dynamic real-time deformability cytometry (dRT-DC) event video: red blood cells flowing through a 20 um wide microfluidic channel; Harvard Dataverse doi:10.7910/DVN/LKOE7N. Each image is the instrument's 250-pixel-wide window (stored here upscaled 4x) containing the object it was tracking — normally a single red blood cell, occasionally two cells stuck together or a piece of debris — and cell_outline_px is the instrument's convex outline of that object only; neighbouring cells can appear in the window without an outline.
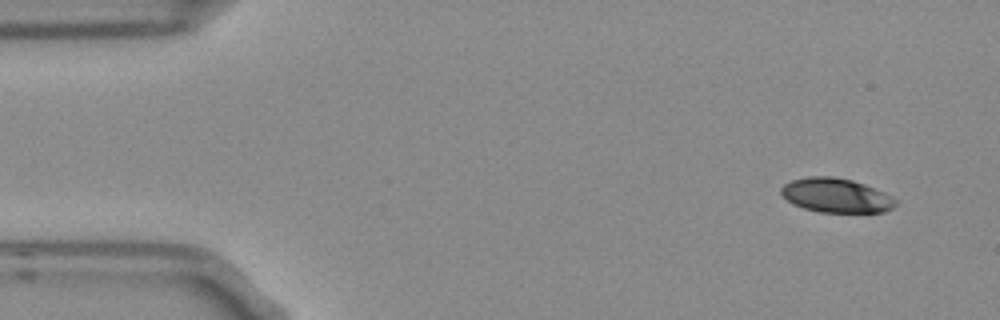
{"species": "Egyptian fruit bat (a non-hibernating species)", "species_latin": "Rousettus aegyptiacus", "temperature_condition": "room temperature", "stored_images_in_passage": 5, "camera_frame_rate_fps": 3000, "um_per_image_px": 0.085, "frame": {"image": 1, "passage_image": 1, "time_ms": 0.0, "image_size_px": [1000, 320], "cell_outline_px": [[896, 204], [892, 208], [884, 212], [820, 212], [804, 208], [792, 204], [780, 192], [780, 188], [784, 184], [792, 180], [808, 176], [832, 176], [852, 180], [864, 184], [896, 200]], "centroid_in_image_um": [71.01, 16.61], "position_along_channel_um": 14.0, "area_um2": 22.54}}
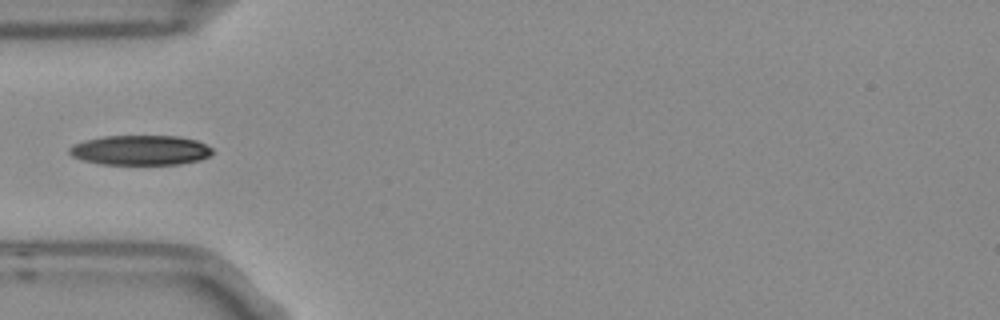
{"frame": {"image": 2, "passage_image": 4, "time_ms": 1.0, "image_size_px": [1000, 320], "cell_outline_px": [[212, 156], [200, 160], [180, 164], [100, 164], [84, 160], [72, 156], [68, 152], [68, 148], [72, 144], [84, 140], [104, 136], [176, 136], [196, 140], [212, 148]], "centroid_in_image_um": [11.92, 12.76], "position_along_channel_um": 73.1, "area_um2": 24.97}}
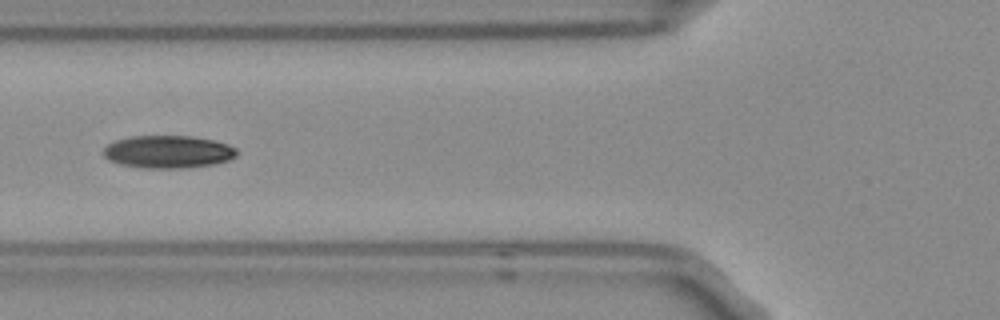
{"frame": {"image": 3, "passage_image": 5, "time_ms": 1.333, "image_size_px": [1000, 320], "cell_outline_px": [[236, 156], [228, 160], [212, 164], [188, 168], [144, 168], [120, 164], [108, 160], [104, 156], [104, 148], [108, 144], [116, 140], [132, 136], [192, 136], [212, 140], [228, 144], [236, 148]], "centroid_in_image_um": [14.28, 12.9], "position_along_channel_um": 111.5, "area_um2": 25.32}}